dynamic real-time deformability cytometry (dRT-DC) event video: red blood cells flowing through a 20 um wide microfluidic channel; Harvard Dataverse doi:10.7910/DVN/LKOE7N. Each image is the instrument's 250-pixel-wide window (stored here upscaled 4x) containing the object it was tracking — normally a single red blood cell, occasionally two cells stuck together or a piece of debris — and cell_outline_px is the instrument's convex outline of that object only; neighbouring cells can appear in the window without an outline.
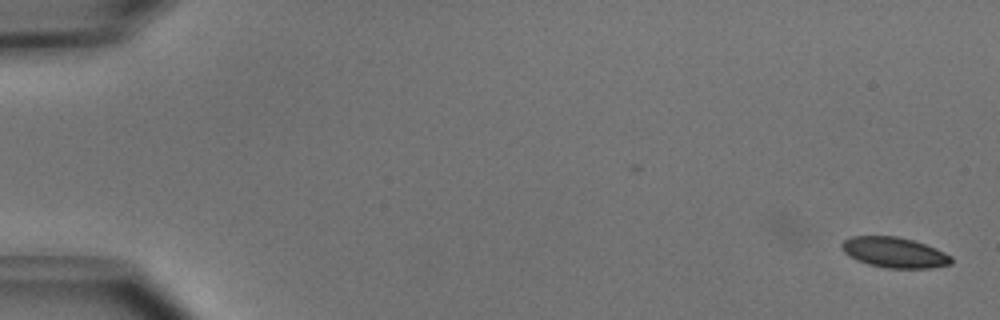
{"species": "common noctule bat (a hibernating species)", "species_latin": "Nyctalus noctula", "temperature_condition": "cold", "stored_images_in_passage": 23, "camera_frame_rate_fps": 3000, "um_per_image_px": 0.085, "animal": {"sex": "male", "body_mass_g": 15.6}, "frame": {"image": 1, "passage_image": 1, "time_ms": 0.0, "image_size_px": [1000, 320], "cell_outline_px": [[952, 264], [932, 268], [888, 268], [868, 264], [856, 260], [844, 252], [840, 244], [844, 240], [852, 236], [896, 236], [912, 240], [936, 248], [952, 256]], "centroid_in_image_um": [76.03, 21.46], "position_along_channel_um": 9.0, "area_um2": 19.42}}
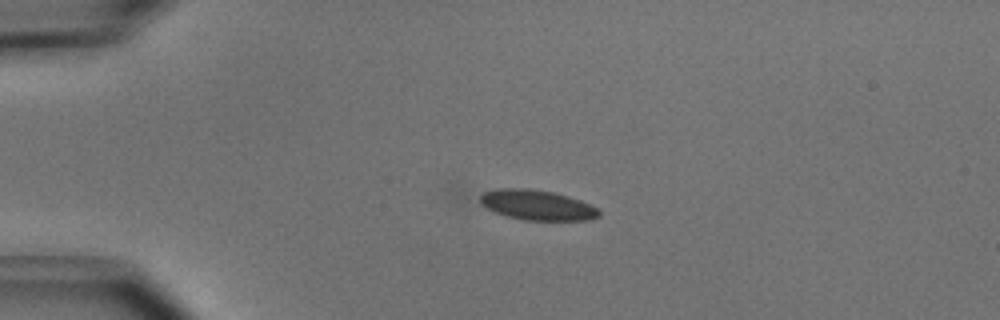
{"frame": {"image": 2, "passage_image": 12, "time_ms": 3.667, "image_size_px": [1000, 320], "cell_outline_px": [[600, 216], [588, 220], [524, 220], [508, 216], [496, 212], [480, 204], [476, 196], [484, 192], [500, 188], [528, 188], [552, 192], [568, 196], [580, 200], [596, 208], [600, 212]], "centroid_in_image_um": [45.61, 17.42], "position_along_channel_um": 39.4, "area_um2": 20.81}}
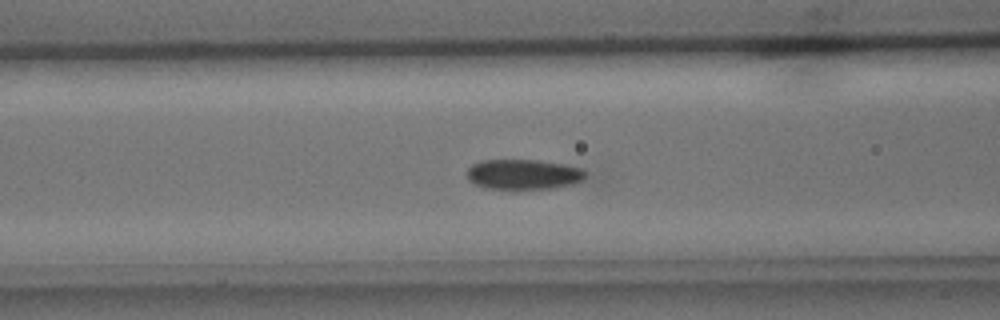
{"frame": {"image": 3, "passage_image": 21, "time_ms": 6.667, "image_size_px": [1000, 320], "cell_outline_px": [[588, 176], [584, 180], [576, 184], [556, 188], [484, 188], [472, 184], [468, 180], [468, 168], [472, 164], [480, 160], [536, 160], [564, 164], [584, 168], [588, 172]], "centroid_in_image_um": [44.56, 14.82], "position_along_channel_um": 122.0, "area_um2": 21.15}}